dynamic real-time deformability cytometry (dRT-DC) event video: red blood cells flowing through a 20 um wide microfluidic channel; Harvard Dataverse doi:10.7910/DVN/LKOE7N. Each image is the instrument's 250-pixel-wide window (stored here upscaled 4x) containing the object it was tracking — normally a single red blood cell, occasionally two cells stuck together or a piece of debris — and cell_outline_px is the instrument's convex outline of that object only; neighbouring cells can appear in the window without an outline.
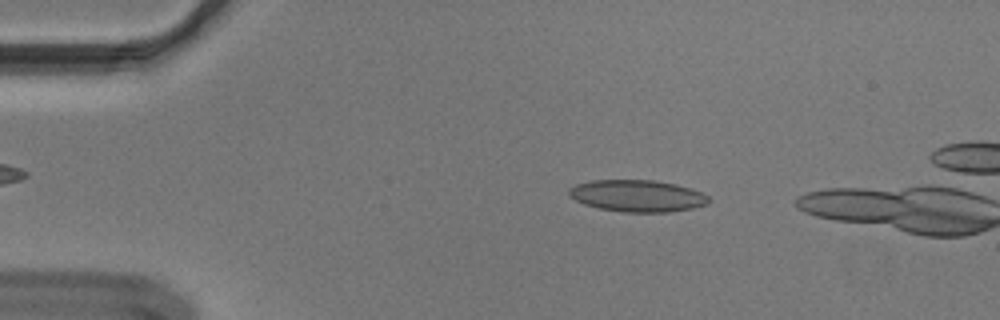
{"species": "Egyptian fruit bat (a non-hibernating species)", "species_latin": "Rousettus aegyptiacus", "temperature_condition": "cold", "stored_images_in_passage": 48, "camera_frame_rate_fps": 3000, "um_per_image_px": 0.085, "animal": {"sex": "male"}, "frame": {"image": 1, "passage_image": 9, "time_ms": 2.667, "image_size_px": [1000, 320], "cell_outline_px": [[708, 204], [692, 208], [668, 212], [624, 212], [600, 208], [584, 204], [568, 196], [568, 188], [576, 184], [592, 180], [652, 180], [676, 184], [700, 192], [708, 196]], "centroid_in_image_um": [54.13, 16.64], "position_along_channel_um": 30.9, "area_um2": 25.78}}
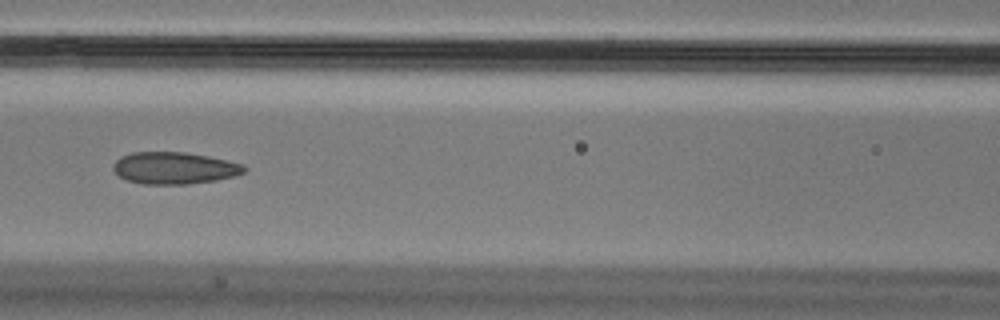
{"frame": {"image": 2, "passage_image": 23, "time_ms": 7.333, "image_size_px": [1000, 320], "cell_outline_px": [[248, 168], [244, 172], [236, 176], [216, 180], [188, 184], [144, 184], [128, 180], [120, 176], [112, 168], [112, 164], [120, 156], [132, 152], [184, 152], [208, 156], [244, 164]], "centroid_in_image_um": [14.83, 14.28], "position_along_channel_um": 151.8, "area_um2": 24.45}}
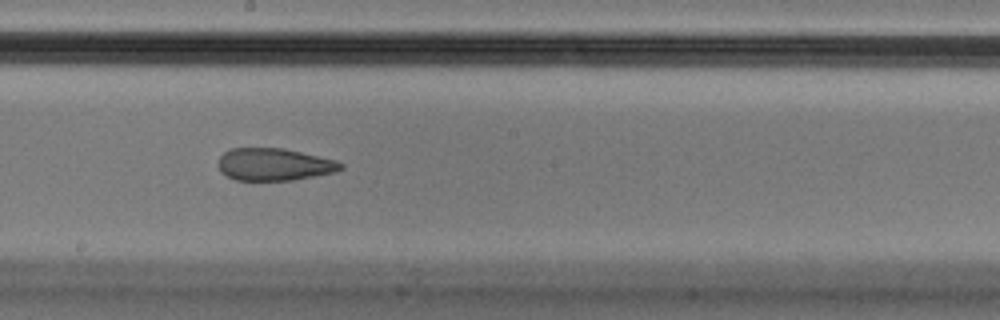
{"frame": {"image": 3, "passage_image": 29, "time_ms": 9.333, "image_size_px": [1000, 320], "cell_outline_px": [[344, 168], [336, 172], [292, 180], [236, 180], [220, 172], [216, 164], [220, 156], [224, 152], [232, 148], [284, 148], [336, 160], [344, 164]], "centroid_in_image_um": [23.29, 13.97], "position_along_channel_um": 224.9, "area_um2": 23.24}}